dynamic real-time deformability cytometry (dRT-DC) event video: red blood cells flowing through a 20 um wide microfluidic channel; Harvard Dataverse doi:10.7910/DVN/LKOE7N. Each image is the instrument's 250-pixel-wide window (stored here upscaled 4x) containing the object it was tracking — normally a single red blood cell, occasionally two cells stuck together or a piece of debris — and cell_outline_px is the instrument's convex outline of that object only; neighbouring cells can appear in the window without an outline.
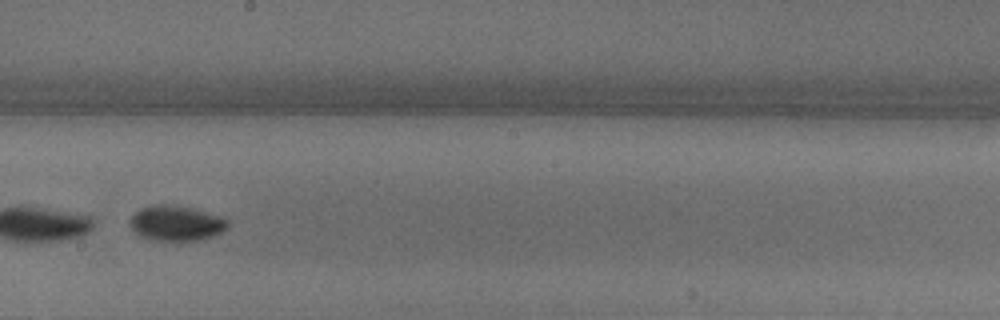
{"species": "common noctule bat (a hibernating species)", "species_latin": "Nyctalus noctula", "temperature_condition": "warm", "stored_images_in_passage": 40, "camera_frame_rate_fps": 3000, "um_per_image_px": 0.085, "animal": {"sex": "male", "body_mass_g": 18.8}, "frame": {"image": 1, "passage_image": 23, "time_ms": 7.333, "image_size_px": [1000, 320], "cell_outline_px": [[228, 228], [212, 236], [200, 240], [156, 240], [140, 236], [132, 228], [128, 220], [140, 208], [156, 204], [164, 204], [188, 208], [220, 216], [228, 220]], "centroid_in_image_um": [14.96, 18.98], "position_along_channel_um": 233.2, "area_um2": 19.65}}